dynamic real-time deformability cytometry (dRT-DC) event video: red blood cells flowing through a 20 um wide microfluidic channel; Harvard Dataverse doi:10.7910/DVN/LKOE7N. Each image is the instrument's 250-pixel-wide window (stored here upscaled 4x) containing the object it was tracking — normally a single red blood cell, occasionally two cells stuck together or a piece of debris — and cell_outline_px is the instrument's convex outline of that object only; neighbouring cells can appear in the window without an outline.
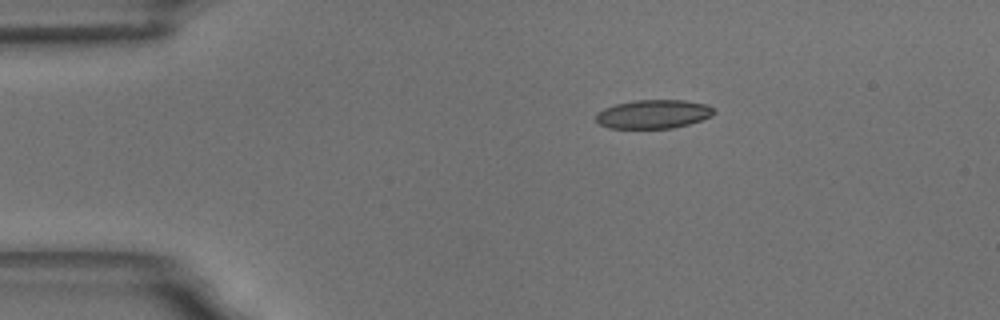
{"species": "common noctule bat (a hibernating species)", "species_latin": "Nyctalus noctula", "temperature_condition": "room temperature", "stored_images_in_passage": 4, "segment_of_instrument_passage": [1, 2], "camera_frame_rate_fps": 3000, "um_per_image_px": 0.085, "animal": {"sex": "male", "body_mass_g": 18.8}, "frame": {"image": 1, "passage_image": 1, "time_ms": 0.0, "image_size_px": [1000, 320], "cell_outline_px": [[716, 112], [712, 116], [688, 124], [672, 128], [608, 128], [600, 124], [596, 120], [596, 112], [604, 108], [616, 104], [636, 100], [684, 100], [708, 104]], "centroid_in_image_um": [55.54, 9.69], "position_along_channel_um": 29.5, "area_um2": 19.77}}